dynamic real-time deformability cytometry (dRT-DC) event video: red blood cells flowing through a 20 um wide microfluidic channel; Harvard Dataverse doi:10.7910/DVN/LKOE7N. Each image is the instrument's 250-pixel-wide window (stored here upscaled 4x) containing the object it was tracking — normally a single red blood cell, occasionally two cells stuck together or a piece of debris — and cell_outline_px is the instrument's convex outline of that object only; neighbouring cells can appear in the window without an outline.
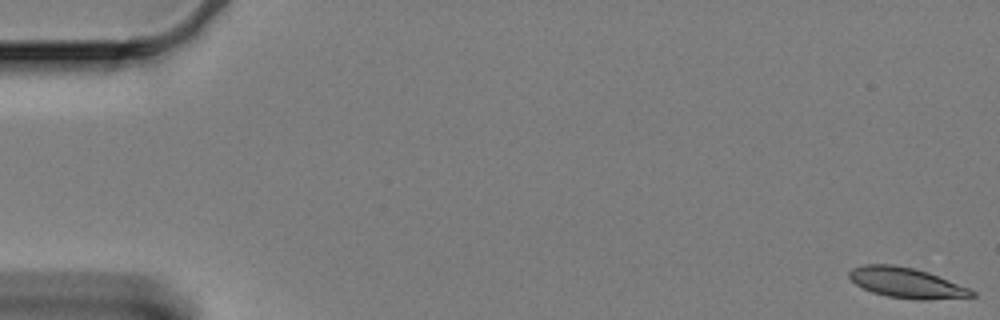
{"species": "Egyptian fruit bat (a non-hibernating species)", "species_latin": "Rousettus aegyptiacus", "temperature_condition": "cold", "stored_images_in_passage": 16, "camera_frame_rate_fps": 3000, "um_per_image_px": 0.085, "animal": {"sex": "female"}, "frame": {"image": 1, "passage_image": 1, "time_ms": 0.0, "image_size_px": [1000, 320], "cell_outline_px": [[976, 296], [928, 300], [920, 300], [888, 296], [872, 292], [856, 284], [848, 276], [848, 272], [852, 268], [864, 264], [892, 264], [912, 268], [928, 272], [968, 288], [976, 292]], "centroid_in_image_um": [77.03, 24.03], "position_along_channel_um": 8.0, "area_um2": 21.44}}
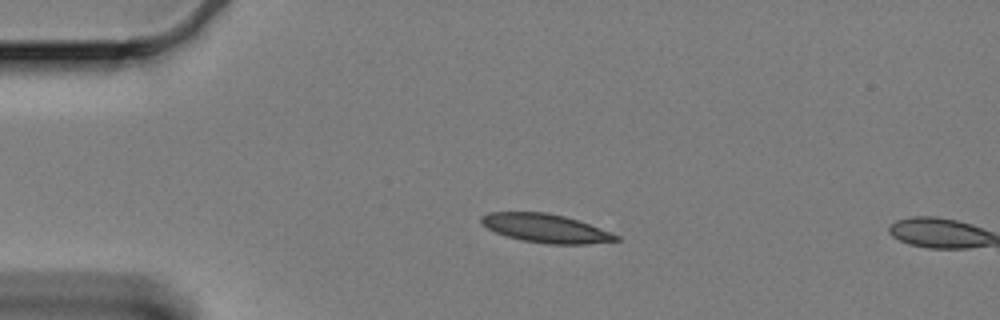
{"frame": {"image": 2, "passage_image": 14, "time_ms": 4.333, "image_size_px": [1000, 320], "cell_outline_px": [[620, 240], [588, 244], [548, 244], [520, 240], [496, 232], [480, 224], [480, 216], [488, 212], [548, 212], [564, 216], [612, 232], [620, 236]], "centroid_in_image_um": [46.37, 19.4], "position_along_channel_um": 38.6, "area_um2": 22.48}}